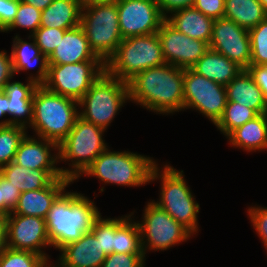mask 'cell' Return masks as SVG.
<instances>
[{
  "mask_svg": "<svg viewBox=\"0 0 267 267\" xmlns=\"http://www.w3.org/2000/svg\"><path fill=\"white\" fill-rule=\"evenodd\" d=\"M37 139L26 134L18 146L13 162L32 170L60 171L55 166L59 163V155L51 153V149L58 150V145L44 138Z\"/></svg>",
  "mask_w": 267,
  "mask_h": 267,
  "instance_id": "obj_17",
  "label": "cell"
},
{
  "mask_svg": "<svg viewBox=\"0 0 267 267\" xmlns=\"http://www.w3.org/2000/svg\"><path fill=\"white\" fill-rule=\"evenodd\" d=\"M84 61H101L89 47L88 39L79 25L66 30L63 39L48 57V64H72Z\"/></svg>",
  "mask_w": 267,
  "mask_h": 267,
  "instance_id": "obj_21",
  "label": "cell"
},
{
  "mask_svg": "<svg viewBox=\"0 0 267 267\" xmlns=\"http://www.w3.org/2000/svg\"><path fill=\"white\" fill-rule=\"evenodd\" d=\"M100 211L81 193L65 190L52 204L45 222L51 246L62 247L79 240L83 234L91 231Z\"/></svg>",
  "mask_w": 267,
  "mask_h": 267,
  "instance_id": "obj_2",
  "label": "cell"
},
{
  "mask_svg": "<svg viewBox=\"0 0 267 267\" xmlns=\"http://www.w3.org/2000/svg\"><path fill=\"white\" fill-rule=\"evenodd\" d=\"M82 6H85L87 4L91 3H97V2H108V1H115V0H78Z\"/></svg>",
  "mask_w": 267,
  "mask_h": 267,
  "instance_id": "obj_49",
  "label": "cell"
},
{
  "mask_svg": "<svg viewBox=\"0 0 267 267\" xmlns=\"http://www.w3.org/2000/svg\"><path fill=\"white\" fill-rule=\"evenodd\" d=\"M165 17V20L176 30L186 36L206 42L208 45L212 38L214 19L205 16L192 7L178 9Z\"/></svg>",
  "mask_w": 267,
  "mask_h": 267,
  "instance_id": "obj_23",
  "label": "cell"
},
{
  "mask_svg": "<svg viewBox=\"0 0 267 267\" xmlns=\"http://www.w3.org/2000/svg\"><path fill=\"white\" fill-rule=\"evenodd\" d=\"M194 1L195 0H156L164 17L178 9L192 7Z\"/></svg>",
  "mask_w": 267,
  "mask_h": 267,
  "instance_id": "obj_45",
  "label": "cell"
},
{
  "mask_svg": "<svg viewBox=\"0 0 267 267\" xmlns=\"http://www.w3.org/2000/svg\"><path fill=\"white\" fill-rule=\"evenodd\" d=\"M14 76L11 55L7 52L0 51V91L4 90L8 81Z\"/></svg>",
  "mask_w": 267,
  "mask_h": 267,
  "instance_id": "obj_43",
  "label": "cell"
},
{
  "mask_svg": "<svg viewBox=\"0 0 267 267\" xmlns=\"http://www.w3.org/2000/svg\"><path fill=\"white\" fill-rule=\"evenodd\" d=\"M224 18L249 31L267 18V11L259 0H225Z\"/></svg>",
  "mask_w": 267,
  "mask_h": 267,
  "instance_id": "obj_29",
  "label": "cell"
},
{
  "mask_svg": "<svg viewBox=\"0 0 267 267\" xmlns=\"http://www.w3.org/2000/svg\"><path fill=\"white\" fill-rule=\"evenodd\" d=\"M209 48L221 53L243 70L251 65V44L248 30L226 18L215 19Z\"/></svg>",
  "mask_w": 267,
  "mask_h": 267,
  "instance_id": "obj_14",
  "label": "cell"
},
{
  "mask_svg": "<svg viewBox=\"0 0 267 267\" xmlns=\"http://www.w3.org/2000/svg\"><path fill=\"white\" fill-rule=\"evenodd\" d=\"M227 101L237 102L255 110L258 114L267 113V101L253 76L242 70L226 86Z\"/></svg>",
  "mask_w": 267,
  "mask_h": 267,
  "instance_id": "obj_24",
  "label": "cell"
},
{
  "mask_svg": "<svg viewBox=\"0 0 267 267\" xmlns=\"http://www.w3.org/2000/svg\"><path fill=\"white\" fill-rule=\"evenodd\" d=\"M66 30L57 28L40 27L33 35L36 45L47 58L58 46Z\"/></svg>",
  "mask_w": 267,
  "mask_h": 267,
  "instance_id": "obj_37",
  "label": "cell"
},
{
  "mask_svg": "<svg viewBox=\"0 0 267 267\" xmlns=\"http://www.w3.org/2000/svg\"><path fill=\"white\" fill-rule=\"evenodd\" d=\"M248 215L251 218L252 226L256 233H258L264 247L267 250V207H250Z\"/></svg>",
  "mask_w": 267,
  "mask_h": 267,
  "instance_id": "obj_40",
  "label": "cell"
},
{
  "mask_svg": "<svg viewBox=\"0 0 267 267\" xmlns=\"http://www.w3.org/2000/svg\"><path fill=\"white\" fill-rule=\"evenodd\" d=\"M127 100L128 83L104 72L79 101V116L106 130Z\"/></svg>",
  "mask_w": 267,
  "mask_h": 267,
  "instance_id": "obj_9",
  "label": "cell"
},
{
  "mask_svg": "<svg viewBox=\"0 0 267 267\" xmlns=\"http://www.w3.org/2000/svg\"><path fill=\"white\" fill-rule=\"evenodd\" d=\"M104 72L105 64L102 61L48 64L47 79L42 85L53 93L79 102Z\"/></svg>",
  "mask_w": 267,
  "mask_h": 267,
  "instance_id": "obj_10",
  "label": "cell"
},
{
  "mask_svg": "<svg viewBox=\"0 0 267 267\" xmlns=\"http://www.w3.org/2000/svg\"><path fill=\"white\" fill-rule=\"evenodd\" d=\"M227 138L233 147L242 148L248 152L267 149V113L259 114L237 127Z\"/></svg>",
  "mask_w": 267,
  "mask_h": 267,
  "instance_id": "obj_27",
  "label": "cell"
},
{
  "mask_svg": "<svg viewBox=\"0 0 267 267\" xmlns=\"http://www.w3.org/2000/svg\"><path fill=\"white\" fill-rule=\"evenodd\" d=\"M27 84L19 81H8L4 92L8 97V114L12 118L0 121V126L20 125L30 127L32 121V99L38 84L27 79ZM24 118V119H23ZM29 124V125H27Z\"/></svg>",
  "mask_w": 267,
  "mask_h": 267,
  "instance_id": "obj_20",
  "label": "cell"
},
{
  "mask_svg": "<svg viewBox=\"0 0 267 267\" xmlns=\"http://www.w3.org/2000/svg\"><path fill=\"white\" fill-rule=\"evenodd\" d=\"M42 11L38 10L32 5L24 3L19 0V7L12 24L5 30L12 31L15 28H25L33 35L40 28Z\"/></svg>",
  "mask_w": 267,
  "mask_h": 267,
  "instance_id": "obj_36",
  "label": "cell"
},
{
  "mask_svg": "<svg viewBox=\"0 0 267 267\" xmlns=\"http://www.w3.org/2000/svg\"><path fill=\"white\" fill-rule=\"evenodd\" d=\"M20 1L32 5L40 11L46 9L53 2V0H20Z\"/></svg>",
  "mask_w": 267,
  "mask_h": 267,
  "instance_id": "obj_47",
  "label": "cell"
},
{
  "mask_svg": "<svg viewBox=\"0 0 267 267\" xmlns=\"http://www.w3.org/2000/svg\"><path fill=\"white\" fill-rule=\"evenodd\" d=\"M154 159L137 153L110 151L108 148L81 174L99 178L104 184L142 186L150 183L149 176Z\"/></svg>",
  "mask_w": 267,
  "mask_h": 267,
  "instance_id": "obj_5",
  "label": "cell"
},
{
  "mask_svg": "<svg viewBox=\"0 0 267 267\" xmlns=\"http://www.w3.org/2000/svg\"><path fill=\"white\" fill-rule=\"evenodd\" d=\"M105 129L77 117L74 127L58 145L59 161H70L72 169L60 168L64 177L72 181L80 178L84 170L108 147L102 138Z\"/></svg>",
  "mask_w": 267,
  "mask_h": 267,
  "instance_id": "obj_7",
  "label": "cell"
},
{
  "mask_svg": "<svg viewBox=\"0 0 267 267\" xmlns=\"http://www.w3.org/2000/svg\"><path fill=\"white\" fill-rule=\"evenodd\" d=\"M141 222L138 221V225L144 255L147 249L164 251L193 235L153 200L146 205Z\"/></svg>",
  "mask_w": 267,
  "mask_h": 267,
  "instance_id": "obj_11",
  "label": "cell"
},
{
  "mask_svg": "<svg viewBox=\"0 0 267 267\" xmlns=\"http://www.w3.org/2000/svg\"><path fill=\"white\" fill-rule=\"evenodd\" d=\"M144 254L112 253L107 255L101 267H144Z\"/></svg>",
  "mask_w": 267,
  "mask_h": 267,
  "instance_id": "obj_38",
  "label": "cell"
},
{
  "mask_svg": "<svg viewBox=\"0 0 267 267\" xmlns=\"http://www.w3.org/2000/svg\"><path fill=\"white\" fill-rule=\"evenodd\" d=\"M184 69L165 63L138 73L128 82L130 101L159 114L184 109Z\"/></svg>",
  "mask_w": 267,
  "mask_h": 267,
  "instance_id": "obj_1",
  "label": "cell"
},
{
  "mask_svg": "<svg viewBox=\"0 0 267 267\" xmlns=\"http://www.w3.org/2000/svg\"><path fill=\"white\" fill-rule=\"evenodd\" d=\"M19 7V0H0V32L12 24Z\"/></svg>",
  "mask_w": 267,
  "mask_h": 267,
  "instance_id": "obj_42",
  "label": "cell"
},
{
  "mask_svg": "<svg viewBox=\"0 0 267 267\" xmlns=\"http://www.w3.org/2000/svg\"><path fill=\"white\" fill-rule=\"evenodd\" d=\"M29 38H32L33 42L23 41L19 35L14 37L11 52L13 71L14 74H17L19 71H27L29 68H33L40 63L36 76L34 75L33 77L31 75L28 78L38 85H42L48 75V58L42 54L40 48L35 43V39L31 35H29Z\"/></svg>",
  "mask_w": 267,
  "mask_h": 267,
  "instance_id": "obj_22",
  "label": "cell"
},
{
  "mask_svg": "<svg viewBox=\"0 0 267 267\" xmlns=\"http://www.w3.org/2000/svg\"><path fill=\"white\" fill-rule=\"evenodd\" d=\"M100 215L94 222L91 233L100 241V245L106 255L114 253L115 227L127 216L121 218L103 219Z\"/></svg>",
  "mask_w": 267,
  "mask_h": 267,
  "instance_id": "obj_34",
  "label": "cell"
},
{
  "mask_svg": "<svg viewBox=\"0 0 267 267\" xmlns=\"http://www.w3.org/2000/svg\"><path fill=\"white\" fill-rule=\"evenodd\" d=\"M8 97L6 96L4 90L0 91V117L8 114Z\"/></svg>",
  "mask_w": 267,
  "mask_h": 267,
  "instance_id": "obj_48",
  "label": "cell"
},
{
  "mask_svg": "<svg viewBox=\"0 0 267 267\" xmlns=\"http://www.w3.org/2000/svg\"><path fill=\"white\" fill-rule=\"evenodd\" d=\"M191 69L223 86H226L243 70L236 63L210 48Z\"/></svg>",
  "mask_w": 267,
  "mask_h": 267,
  "instance_id": "obj_26",
  "label": "cell"
},
{
  "mask_svg": "<svg viewBox=\"0 0 267 267\" xmlns=\"http://www.w3.org/2000/svg\"><path fill=\"white\" fill-rule=\"evenodd\" d=\"M80 26L92 52L106 64L123 40L119 28L116 0L83 6Z\"/></svg>",
  "mask_w": 267,
  "mask_h": 267,
  "instance_id": "obj_8",
  "label": "cell"
},
{
  "mask_svg": "<svg viewBox=\"0 0 267 267\" xmlns=\"http://www.w3.org/2000/svg\"><path fill=\"white\" fill-rule=\"evenodd\" d=\"M79 102L38 85L32 99L31 128L37 137L59 145L74 127Z\"/></svg>",
  "mask_w": 267,
  "mask_h": 267,
  "instance_id": "obj_3",
  "label": "cell"
},
{
  "mask_svg": "<svg viewBox=\"0 0 267 267\" xmlns=\"http://www.w3.org/2000/svg\"><path fill=\"white\" fill-rule=\"evenodd\" d=\"M131 215L126 216L114 232V253L144 254L138 221H132Z\"/></svg>",
  "mask_w": 267,
  "mask_h": 267,
  "instance_id": "obj_30",
  "label": "cell"
},
{
  "mask_svg": "<svg viewBox=\"0 0 267 267\" xmlns=\"http://www.w3.org/2000/svg\"><path fill=\"white\" fill-rule=\"evenodd\" d=\"M193 7L215 20L224 17L225 0H195Z\"/></svg>",
  "mask_w": 267,
  "mask_h": 267,
  "instance_id": "obj_41",
  "label": "cell"
},
{
  "mask_svg": "<svg viewBox=\"0 0 267 267\" xmlns=\"http://www.w3.org/2000/svg\"><path fill=\"white\" fill-rule=\"evenodd\" d=\"M184 109L198 110L214 125L221 118L227 103L225 86L184 69Z\"/></svg>",
  "mask_w": 267,
  "mask_h": 267,
  "instance_id": "obj_12",
  "label": "cell"
},
{
  "mask_svg": "<svg viewBox=\"0 0 267 267\" xmlns=\"http://www.w3.org/2000/svg\"><path fill=\"white\" fill-rule=\"evenodd\" d=\"M157 35L165 62L181 69L192 68L209 49L206 42L186 36L166 20L161 23Z\"/></svg>",
  "mask_w": 267,
  "mask_h": 267,
  "instance_id": "obj_16",
  "label": "cell"
},
{
  "mask_svg": "<svg viewBox=\"0 0 267 267\" xmlns=\"http://www.w3.org/2000/svg\"><path fill=\"white\" fill-rule=\"evenodd\" d=\"M57 267H101L107 255L100 241L91 233H85L79 240L59 250Z\"/></svg>",
  "mask_w": 267,
  "mask_h": 267,
  "instance_id": "obj_18",
  "label": "cell"
},
{
  "mask_svg": "<svg viewBox=\"0 0 267 267\" xmlns=\"http://www.w3.org/2000/svg\"><path fill=\"white\" fill-rule=\"evenodd\" d=\"M0 216L3 217V199H2V187H0Z\"/></svg>",
  "mask_w": 267,
  "mask_h": 267,
  "instance_id": "obj_50",
  "label": "cell"
},
{
  "mask_svg": "<svg viewBox=\"0 0 267 267\" xmlns=\"http://www.w3.org/2000/svg\"><path fill=\"white\" fill-rule=\"evenodd\" d=\"M82 5L78 0H53L42 11L40 27L69 30L80 25Z\"/></svg>",
  "mask_w": 267,
  "mask_h": 267,
  "instance_id": "obj_28",
  "label": "cell"
},
{
  "mask_svg": "<svg viewBox=\"0 0 267 267\" xmlns=\"http://www.w3.org/2000/svg\"><path fill=\"white\" fill-rule=\"evenodd\" d=\"M157 33L125 38L105 64V72L129 82L143 70L165 64Z\"/></svg>",
  "mask_w": 267,
  "mask_h": 267,
  "instance_id": "obj_4",
  "label": "cell"
},
{
  "mask_svg": "<svg viewBox=\"0 0 267 267\" xmlns=\"http://www.w3.org/2000/svg\"><path fill=\"white\" fill-rule=\"evenodd\" d=\"M6 234L7 247L37 253L50 262L49 256L42 251V247L51 245L45 219L9 214L6 217Z\"/></svg>",
  "mask_w": 267,
  "mask_h": 267,
  "instance_id": "obj_15",
  "label": "cell"
},
{
  "mask_svg": "<svg viewBox=\"0 0 267 267\" xmlns=\"http://www.w3.org/2000/svg\"><path fill=\"white\" fill-rule=\"evenodd\" d=\"M50 263L41 255L24 250L5 248L0 253V267H49Z\"/></svg>",
  "mask_w": 267,
  "mask_h": 267,
  "instance_id": "obj_33",
  "label": "cell"
},
{
  "mask_svg": "<svg viewBox=\"0 0 267 267\" xmlns=\"http://www.w3.org/2000/svg\"><path fill=\"white\" fill-rule=\"evenodd\" d=\"M259 2L262 4L263 8L267 11V0H259Z\"/></svg>",
  "mask_w": 267,
  "mask_h": 267,
  "instance_id": "obj_51",
  "label": "cell"
},
{
  "mask_svg": "<svg viewBox=\"0 0 267 267\" xmlns=\"http://www.w3.org/2000/svg\"><path fill=\"white\" fill-rule=\"evenodd\" d=\"M7 248L6 218L0 216V253Z\"/></svg>",
  "mask_w": 267,
  "mask_h": 267,
  "instance_id": "obj_46",
  "label": "cell"
},
{
  "mask_svg": "<svg viewBox=\"0 0 267 267\" xmlns=\"http://www.w3.org/2000/svg\"><path fill=\"white\" fill-rule=\"evenodd\" d=\"M73 181L67 177L55 179L49 186L21 192L17 205L10 214L36 216L45 219L56 198Z\"/></svg>",
  "mask_w": 267,
  "mask_h": 267,
  "instance_id": "obj_19",
  "label": "cell"
},
{
  "mask_svg": "<svg viewBox=\"0 0 267 267\" xmlns=\"http://www.w3.org/2000/svg\"><path fill=\"white\" fill-rule=\"evenodd\" d=\"M27 127L20 125L0 126V169L14 161L15 154Z\"/></svg>",
  "mask_w": 267,
  "mask_h": 267,
  "instance_id": "obj_32",
  "label": "cell"
},
{
  "mask_svg": "<svg viewBox=\"0 0 267 267\" xmlns=\"http://www.w3.org/2000/svg\"><path fill=\"white\" fill-rule=\"evenodd\" d=\"M251 65L267 64V18L250 29Z\"/></svg>",
  "mask_w": 267,
  "mask_h": 267,
  "instance_id": "obj_35",
  "label": "cell"
},
{
  "mask_svg": "<svg viewBox=\"0 0 267 267\" xmlns=\"http://www.w3.org/2000/svg\"><path fill=\"white\" fill-rule=\"evenodd\" d=\"M253 76L255 83L259 86L267 101V64L250 65L247 69Z\"/></svg>",
  "mask_w": 267,
  "mask_h": 267,
  "instance_id": "obj_44",
  "label": "cell"
},
{
  "mask_svg": "<svg viewBox=\"0 0 267 267\" xmlns=\"http://www.w3.org/2000/svg\"><path fill=\"white\" fill-rule=\"evenodd\" d=\"M258 115L259 114L255 110L245 105L243 106L237 102L227 101L224 112L215 126L227 137L237 127L242 126Z\"/></svg>",
  "mask_w": 267,
  "mask_h": 267,
  "instance_id": "obj_31",
  "label": "cell"
},
{
  "mask_svg": "<svg viewBox=\"0 0 267 267\" xmlns=\"http://www.w3.org/2000/svg\"><path fill=\"white\" fill-rule=\"evenodd\" d=\"M0 174L21 192L43 189L55 179L63 177L61 171L32 170L14 162L2 167Z\"/></svg>",
  "mask_w": 267,
  "mask_h": 267,
  "instance_id": "obj_25",
  "label": "cell"
},
{
  "mask_svg": "<svg viewBox=\"0 0 267 267\" xmlns=\"http://www.w3.org/2000/svg\"><path fill=\"white\" fill-rule=\"evenodd\" d=\"M122 38L157 33L165 17L156 0H116Z\"/></svg>",
  "mask_w": 267,
  "mask_h": 267,
  "instance_id": "obj_13",
  "label": "cell"
},
{
  "mask_svg": "<svg viewBox=\"0 0 267 267\" xmlns=\"http://www.w3.org/2000/svg\"><path fill=\"white\" fill-rule=\"evenodd\" d=\"M0 187H2L3 217H7L17 205L21 191L0 174Z\"/></svg>",
  "mask_w": 267,
  "mask_h": 267,
  "instance_id": "obj_39",
  "label": "cell"
},
{
  "mask_svg": "<svg viewBox=\"0 0 267 267\" xmlns=\"http://www.w3.org/2000/svg\"><path fill=\"white\" fill-rule=\"evenodd\" d=\"M160 171L154 164L150 171L149 182L161 178L160 201L154 203L164 209L178 223L187 228L193 235L198 233L197 214L200 206L184 179L183 170L177 171L170 165H164Z\"/></svg>",
  "mask_w": 267,
  "mask_h": 267,
  "instance_id": "obj_6",
  "label": "cell"
}]
</instances>
